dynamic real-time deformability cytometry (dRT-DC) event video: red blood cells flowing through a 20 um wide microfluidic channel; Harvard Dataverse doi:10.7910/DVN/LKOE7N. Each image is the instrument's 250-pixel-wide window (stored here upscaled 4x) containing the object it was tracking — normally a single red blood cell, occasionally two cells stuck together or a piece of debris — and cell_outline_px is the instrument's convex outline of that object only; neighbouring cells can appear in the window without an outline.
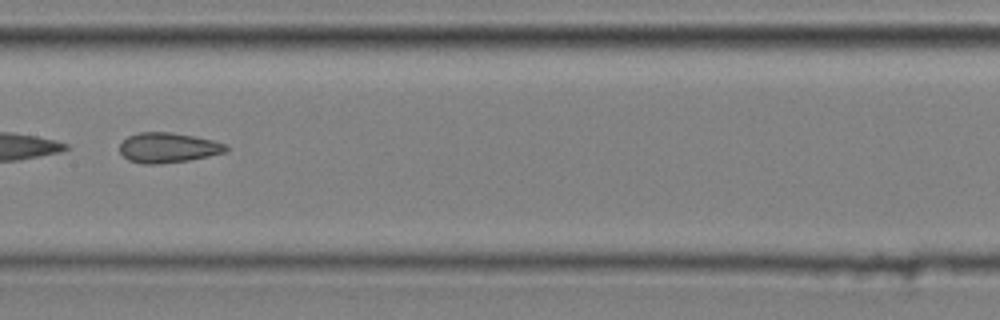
{"species": "common noctule bat (a hibernating species)", "species_latin": "Nyctalus noctula", "temperature_condition": "cold", "stored_images_in_passage": 9, "camera_frame_rate_fps": 3000, "um_per_image_px": 0.085, "animal": {"sex": "male", "body_mass_g": 20.4}, "frame": {"image": 1, "passage_image": 7, "time_ms": 2.0, "image_size_px": [1000, 320], "cell_outline_px": [[228, 148], [224, 152], [208, 156], [188, 160], [160, 164], [144, 164], [128, 160], [120, 152], [120, 144], [128, 136], [140, 132], [172, 132], [196, 136], [228, 144]], "centroid_in_image_um": [14.29, 12.55], "position_along_channel_um": 193.1, "area_um2": 18.61}}
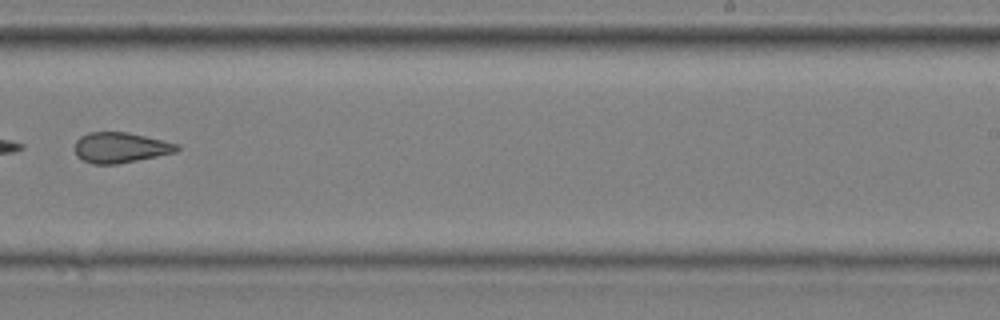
{"frame": {"image": 2, "passage_image": 9, "time_ms": 2.667, "image_size_px": [1000, 320], "cell_outline_px": [[180, 148], [176, 152], [116, 164], [92, 164], [76, 156], [76, 140], [80, 136], [88, 132], [128, 132], [180, 144]], "centroid_in_image_um": [10.24, 12.53], "position_along_channel_um": 278.8, "area_um2": 18.03}}